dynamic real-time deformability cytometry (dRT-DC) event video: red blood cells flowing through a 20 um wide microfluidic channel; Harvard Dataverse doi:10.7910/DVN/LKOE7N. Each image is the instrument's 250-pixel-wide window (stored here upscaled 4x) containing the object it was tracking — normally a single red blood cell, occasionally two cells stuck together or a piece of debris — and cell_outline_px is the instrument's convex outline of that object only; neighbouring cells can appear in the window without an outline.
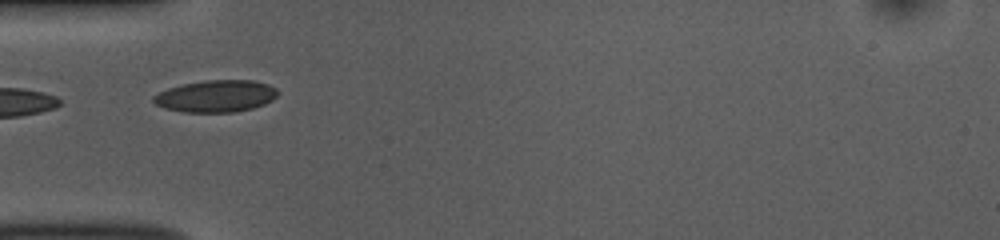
{"species": "common noctule bat (a hibernating species)", "species_latin": "Nyctalus noctula", "temperature_condition": "room temperature", "stored_images_in_passage": 7, "camera_frame_rate_fps": 3000, "um_per_image_px": 0.085, "animal": {"sex": "female", "body_mass_g": 10.0, "forearm_length_mm": 53.1}, "frame": {"image": 1, "passage_image": 1, "time_ms": 0.0, "image_size_px": [1000, 240], "cell_outline_px": [[280, 92], [272, 100], [264, 104], [252, 108], [232, 112], [184, 112], [164, 108], [156, 104], [152, 100], [152, 96], [168, 88], [180, 84], [204, 80], [252, 80], [268, 84], [276, 88]], "centroid_in_image_um": [18.35, 8.16], "position_along_channel_um": 66.7, "area_um2": 23.24}}